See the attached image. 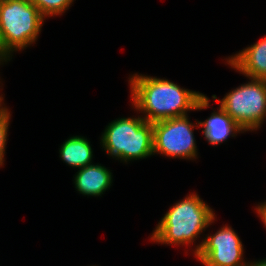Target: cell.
I'll use <instances>...</instances> for the list:
<instances>
[{"instance_id":"cell-1","label":"cell","mask_w":266,"mask_h":266,"mask_svg":"<svg viewBox=\"0 0 266 266\" xmlns=\"http://www.w3.org/2000/svg\"><path fill=\"white\" fill-rule=\"evenodd\" d=\"M132 108L151 123L210 108V98L166 78L134 73L128 78Z\"/></svg>"},{"instance_id":"cell-2","label":"cell","mask_w":266,"mask_h":266,"mask_svg":"<svg viewBox=\"0 0 266 266\" xmlns=\"http://www.w3.org/2000/svg\"><path fill=\"white\" fill-rule=\"evenodd\" d=\"M213 210L197 193L191 192L170 206L149 240L156 244L189 247L217 221Z\"/></svg>"},{"instance_id":"cell-3","label":"cell","mask_w":266,"mask_h":266,"mask_svg":"<svg viewBox=\"0 0 266 266\" xmlns=\"http://www.w3.org/2000/svg\"><path fill=\"white\" fill-rule=\"evenodd\" d=\"M120 117L105 127L100 145L107 155L123 163L153 156V123L140 115Z\"/></svg>"},{"instance_id":"cell-4","label":"cell","mask_w":266,"mask_h":266,"mask_svg":"<svg viewBox=\"0 0 266 266\" xmlns=\"http://www.w3.org/2000/svg\"><path fill=\"white\" fill-rule=\"evenodd\" d=\"M45 20L30 0H0V33L12 55L33 46Z\"/></svg>"},{"instance_id":"cell-5","label":"cell","mask_w":266,"mask_h":266,"mask_svg":"<svg viewBox=\"0 0 266 266\" xmlns=\"http://www.w3.org/2000/svg\"><path fill=\"white\" fill-rule=\"evenodd\" d=\"M247 79L222 99L211 97L245 132H254L266 122V79Z\"/></svg>"},{"instance_id":"cell-6","label":"cell","mask_w":266,"mask_h":266,"mask_svg":"<svg viewBox=\"0 0 266 266\" xmlns=\"http://www.w3.org/2000/svg\"><path fill=\"white\" fill-rule=\"evenodd\" d=\"M189 116L174 117L153 123V154L178 159L198 158L194 129L198 120L190 122Z\"/></svg>"},{"instance_id":"cell-7","label":"cell","mask_w":266,"mask_h":266,"mask_svg":"<svg viewBox=\"0 0 266 266\" xmlns=\"http://www.w3.org/2000/svg\"><path fill=\"white\" fill-rule=\"evenodd\" d=\"M193 256L203 266H249L244 259V246L236 231L228 224L214 234H206L194 245Z\"/></svg>"},{"instance_id":"cell-8","label":"cell","mask_w":266,"mask_h":266,"mask_svg":"<svg viewBox=\"0 0 266 266\" xmlns=\"http://www.w3.org/2000/svg\"><path fill=\"white\" fill-rule=\"evenodd\" d=\"M225 64L252 79H266V36L238 53L225 58Z\"/></svg>"},{"instance_id":"cell-9","label":"cell","mask_w":266,"mask_h":266,"mask_svg":"<svg viewBox=\"0 0 266 266\" xmlns=\"http://www.w3.org/2000/svg\"><path fill=\"white\" fill-rule=\"evenodd\" d=\"M112 170L104 165L94 163L79 168L74 175V187L79 194L84 196L102 197L113 183Z\"/></svg>"},{"instance_id":"cell-10","label":"cell","mask_w":266,"mask_h":266,"mask_svg":"<svg viewBox=\"0 0 266 266\" xmlns=\"http://www.w3.org/2000/svg\"><path fill=\"white\" fill-rule=\"evenodd\" d=\"M213 110L206 120H198L204 139L210 145H220L228 138L236 137L237 134L245 132L220 105L216 111L215 108Z\"/></svg>"},{"instance_id":"cell-11","label":"cell","mask_w":266,"mask_h":266,"mask_svg":"<svg viewBox=\"0 0 266 266\" xmlns=\"http://www.w3.org/2000/svg\"><path fill=\"white\" fill-rule=\"evenodd\" d=\"M91 142L84 136L76 135L69 136L59 146V157L72 168H83L93 164V149Z\"/></svg>"},{"instance_id":"cell-12","label":"cell","mask_w":266,"mask_h":266,"mask_svg":"<svg viewBox=\"0 0 266 266\" xmlns=\"http://www.w3.org/2000/svg\"><path fill=\"white\" fill-rule=\"evenodd\" d=\"M47 19L49 17L61 16L65 13L75 0H30Z\"/></svg>"},{"instance_id":"cell-13","label":"cell","mask_w":266,"mask_h":266,"mask_svg":"<svg viewBox=\"0 0 266 266\" xmlns=\"http://www.w3.org/2000/svg\"><path fill=\"white\" fill-rule=\"evenodd\" d=\"M11 111L7 109L4 113L0 114V167L5 163V150L8 137V128L10 126Z\"/></svg>"},{"instance_id":"cell-14","label":"cell","mask_w":266,"mask_h":266,"mask_svg":"<svg viewBox=\"0 0 266 266\" xmlns=\"http://www.w3.org/2000/svg\"><path fill=\"white\" fill-rule=\"evenodd\" d=\"M12 56L13 55L4 46L1 33H0V66L4 65V63L6 65L7 62H9L12 59Z\"/></svg>"},{"instance_id":"cell-15","label":"cell","mask_w":266,"mask_h":266,"mask_svg":"<svg viewBox=\"0 0 266 266\" xmlns=\"http://www.w3.org/2000/svg\"><path fill=\"white\" fill-rule=\"evenodd\" d=\"M254 210H256L257 216L260 218L261 222L266 229V201L259 203L255 206Z\"/></svg>"},{"instance_id":"cell-16","label":"cell","mask_w":266,"mask_h":266,"mask_svg":"<svg viewBox=\"0 0 266 266\" xmlns=\"http://www.w3.org/2000/svg\"><path fill=\"white\" fill-rule=\"evenodd\" d=\"M249 266H266V258L255 260V261H249Z\"/></svg>"},{"instance_id":"cell-17","label":"cell","mask_w":266,"mask_h":266,"mask_svg":"<svg viewBox=\"0 0 266 266\" xmlns=\"http://www.w3.org/2000/svg\"><path fill=\"white\" fill-rule=\"evenodd\" d=\"M0 84H2V83L0 82ZM4 98L5 97L3 96V94H0V114L4 113L8 109L7 106H5V104L3 102L4 101Z\"/></svg>"}]
</instances>
